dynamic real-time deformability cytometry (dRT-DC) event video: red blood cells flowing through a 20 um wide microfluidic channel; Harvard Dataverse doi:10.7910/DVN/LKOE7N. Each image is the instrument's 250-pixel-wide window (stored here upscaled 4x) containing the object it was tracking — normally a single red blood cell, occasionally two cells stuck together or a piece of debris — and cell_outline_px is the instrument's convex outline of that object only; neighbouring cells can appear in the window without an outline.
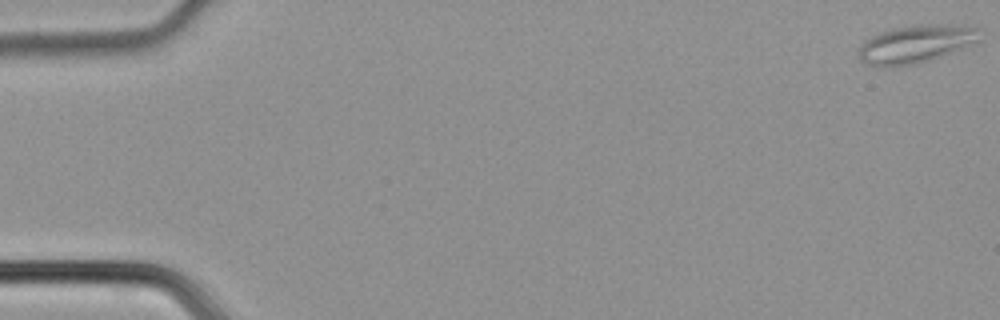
{"species": "common noctule bat (a hibernating species)", "species_latin": "Nyctalus noctula", "temperature_condition": "cold", "stored_images_in_passage": 44, "camera_frame_rate_fps": 3000, "um_per_image_px": 0.085, "animal": {"sex": "male", "body_mass_g": 21.5, "forearm_length_mm": 52.0}, "frame": {"image": 1, "passage_image": 1, "time_ms": 0.0, "image_size_px": [1000, 320], "cell_outline_px": [[984, 28], [976, 40], [968, 44], [940, 56], [916, 64], [868, 64], [860, 60], [860, 44], [864, 40], [880, 32], [892, 28], [912, 24], [976, 24]], "centroid_in_image_um": [77.92, 3.65], "position_along_channel_um": 7.1, "area_um2": 26.36}}
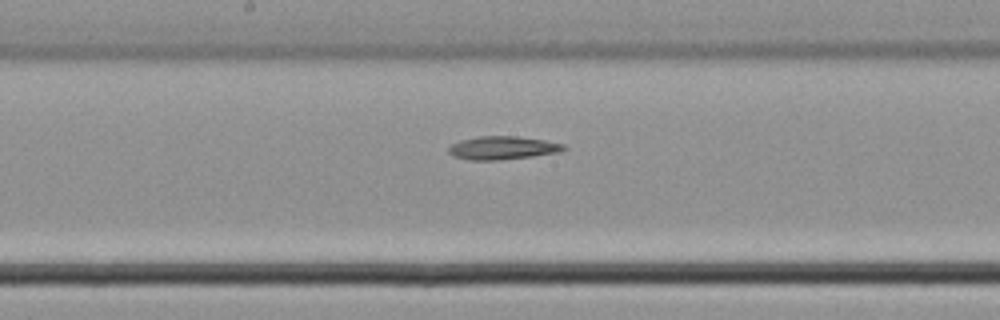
{"frame": {"image": 2, "passage_image": 25, "time_ms": 8.0, "image_size_px": [1000, 320], "cell_outline_px": [[568, 148], [560, 152], [532, 156], [496, 160], [472, 160], [452, 156], [448, 152], [448, 148], [452, 144], [460, 140], [480, 136], [516, 136], [544, 140], [564, 144]], "centroid_in_image_um": [42.72, 12.56], "position_along_channel_um": 205.5, "area_um2": 15.55}}
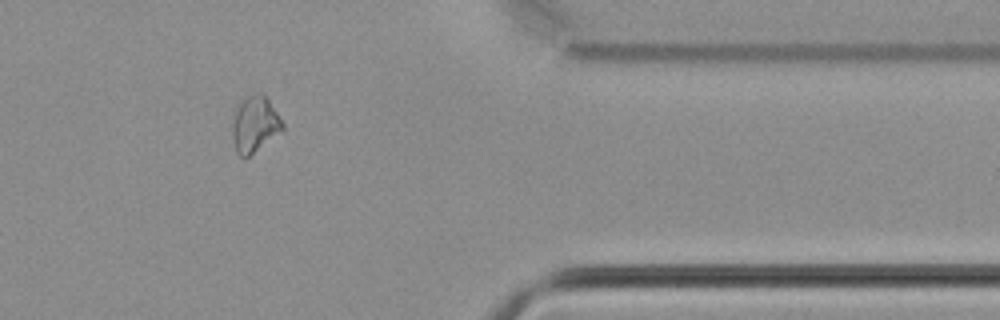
{"frame": {"image": 3, "passage_image": 39, "time_ms": 12.667, "image_size_px": [1000, 320], "cell_outline_px": [[284, 128], [248, 156], [240, 156], [236, 152], [232, 136], [232, 124], [236, 108], [244, 96], [260, 92], [268, 100], [284, 124]], "centroid_in_image_um": [21.62, 10.53], "position_along_channel_um": 389.8, "area_um2": 15.95}}